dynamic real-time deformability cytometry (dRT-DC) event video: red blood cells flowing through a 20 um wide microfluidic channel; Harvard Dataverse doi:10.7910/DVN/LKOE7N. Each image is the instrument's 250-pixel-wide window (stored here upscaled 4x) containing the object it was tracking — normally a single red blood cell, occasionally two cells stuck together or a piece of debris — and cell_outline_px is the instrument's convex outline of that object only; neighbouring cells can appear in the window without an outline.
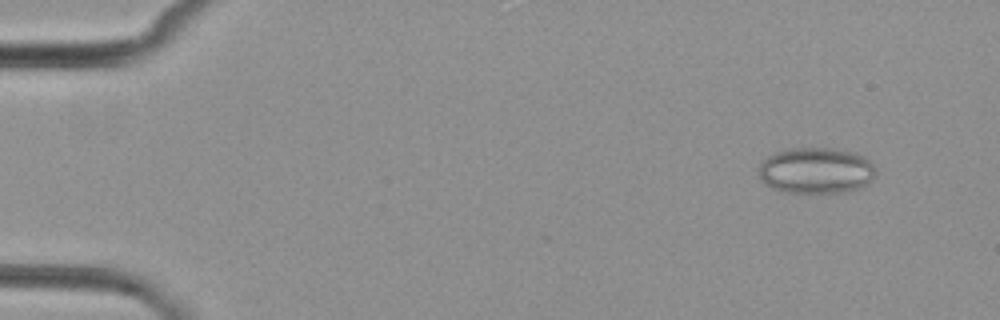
{"species": "common noctule bat (a hibernating species)", "species_latin": "Nyctalus noctula", "temperature_condition": "cold", "stored_images_in_passage": 7, "camera_frame_rate_fps": 3000, "um_per_image_px": 0.085, "animal": {"sex": "female", "body_mass_g": 29.2, "forearm_length_mm": 56.3}, "frame": {"image": 1, "passage_image": 3, "time_ms": 2.333, "image_size_px": [1000, 320], "cell_outline_px": [[876, 176], [872, 180], [860, 188], [844, 192], [788, 192], [772, 188], [764, 184], [760, 180], [760, 164], [768, 156], [784, 148], [832, 148], [852, 152], [864, 156], [876, 168]], "centroid_in_image_um": [69.38, 14.49], "position_along_channel_um": 15.6, "area_um2": 31.5}}